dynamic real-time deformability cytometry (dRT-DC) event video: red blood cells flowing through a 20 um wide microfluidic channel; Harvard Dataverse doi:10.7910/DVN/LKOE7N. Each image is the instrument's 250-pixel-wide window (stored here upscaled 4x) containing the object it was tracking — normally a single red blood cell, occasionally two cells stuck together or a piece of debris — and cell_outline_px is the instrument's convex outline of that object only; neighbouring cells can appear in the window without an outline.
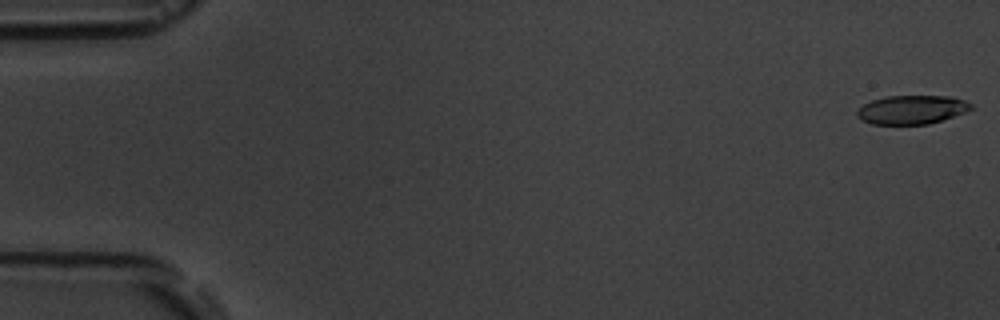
{"species": "common noctule bat (a hibernating species)", "species_latin": "Nyctalus noctula", "temperature_condition": "room temperature", "stored_images_in_passage": 5, "camera_frame_rate_fps": 3000, "um_per_image_px": 0.085, "animal": {"sex": "male", "body_mass_g": 19.5, "forearm_length_mm": 54.6}, "frame": {"image": 1, "passage_image": 1, "time_ms": 0.0, "image_size_px": [1000, 320], "cell_outline_px": [[972, 108], [964, 112], [928, 124], [872, 124], [860, 120], [856, 116], [856, 112], [864, 104], [872, 100], [884, 96], [952, 96], [964, 100], [972, 104]], "centroid_in_image_um": [77.46, 9.31], "position_along_channel_um": 7.5, "area_um2": 19.02}}
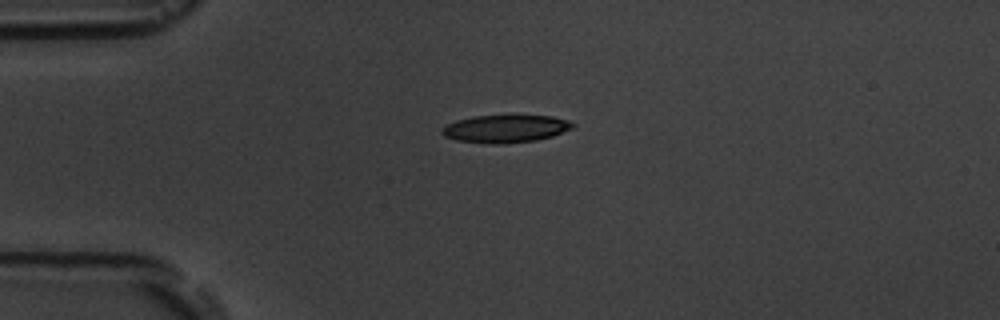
{"frame": {"image": 2, "passage_image": 5, "time_ms": 4.333, "image_size_px": [1000, 320], "cell_outline_px": [[576, 124], [572, 128], [552, 136], [536, 140], [504, 144], [492, 144], [456, 140], [444, 136], [440, 132], [440, 128], [456, 120], [472, 116], [552, 116], [568, 120]], "centroid_in_image_um": [42.94, 10.95], "position_along_channel_um": 42.1, "area_um2": 21.04}}